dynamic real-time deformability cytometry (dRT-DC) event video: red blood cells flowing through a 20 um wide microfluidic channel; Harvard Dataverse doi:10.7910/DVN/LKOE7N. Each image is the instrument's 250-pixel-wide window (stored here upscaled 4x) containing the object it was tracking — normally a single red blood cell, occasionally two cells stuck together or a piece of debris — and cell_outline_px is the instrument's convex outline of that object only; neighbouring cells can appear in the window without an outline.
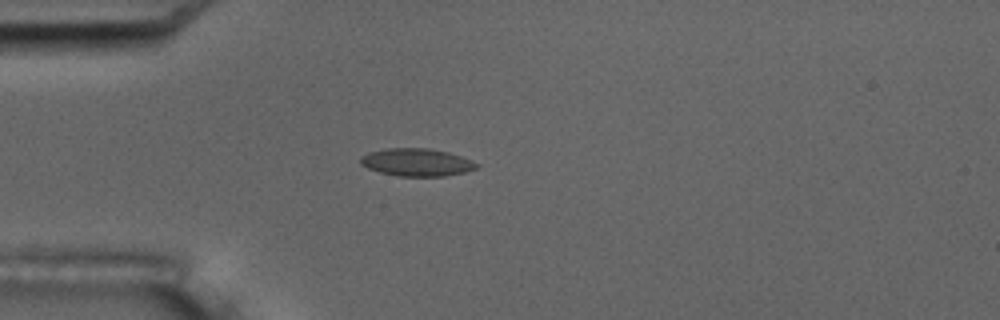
{"species": "common noctule bat (a hibernating species)", "species_latin": "Nyctalus noctula", "temperature_condition": "room temperature", "stored_images_in_passage": 4, "camera_frame_rate_fps": 3000, "um_per_image_px": 0.085, "animal": {"sex": "male", "body_mass_g": 17.5, "forearm_length_mm": 52.3}, "frame": {"image": 1, "passage_image": 4, "time_ms": 4.333, "image_size_px": [1000, 320], "cell_outline_px": [[480, 164], [476, 168], [464, 172], [444, 176], [396, 176], [380, 172], [368, 168], [360, 164], [360, 156], [368, 152], [388, 148], [428, 148], [448, 152], [460, 156]], "centroid_in_image_um": [35.38, 13.79], "position_along_channel_um": 49.6, "area_um2": 18.67}}